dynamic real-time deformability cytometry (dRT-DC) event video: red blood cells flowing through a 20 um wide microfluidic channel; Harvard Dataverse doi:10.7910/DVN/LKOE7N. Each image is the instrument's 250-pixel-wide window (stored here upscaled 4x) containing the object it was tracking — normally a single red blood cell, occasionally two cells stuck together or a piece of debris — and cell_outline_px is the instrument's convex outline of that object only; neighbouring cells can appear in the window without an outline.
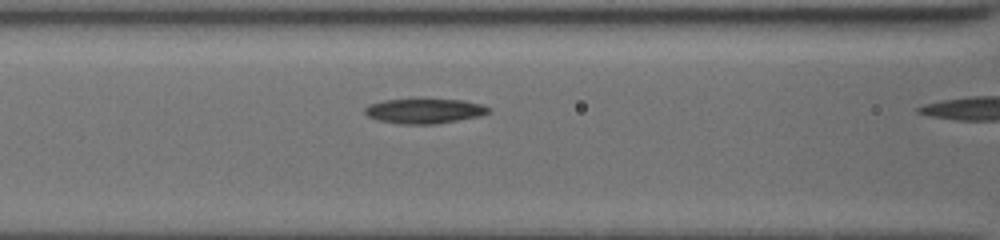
{"species": "common noctule bat (a hibernating species)", "species_latin": "Nyctalus noctula", "temperature_condition": "cold", "stored_images_in_passage": 5, "camera_frame_rate_fps": 3000, "um_per_image_px": 0.085, "animal": {"sex": "female", "body_mass_g": 19.5, "forearm_length_mm": 54.1}, "frame": {"image": 1, "passage_image": 4, "time_ms": 0.667, "image_size_px": [1000, 240], "cell_outline_px": [[488, 112], [480, 116], [432, 124], [400, 124], [376, 120], [368, 116], [364, 112], [364, 108], [368, 104], [384, 100], [412, 96], [424, 96], [464, 100], [480, 104], [488, 108]], "centroid_in_image_um": [35.98, 9.37], "position_along_channel_um": 130.6, "area_um2": 18.9}}